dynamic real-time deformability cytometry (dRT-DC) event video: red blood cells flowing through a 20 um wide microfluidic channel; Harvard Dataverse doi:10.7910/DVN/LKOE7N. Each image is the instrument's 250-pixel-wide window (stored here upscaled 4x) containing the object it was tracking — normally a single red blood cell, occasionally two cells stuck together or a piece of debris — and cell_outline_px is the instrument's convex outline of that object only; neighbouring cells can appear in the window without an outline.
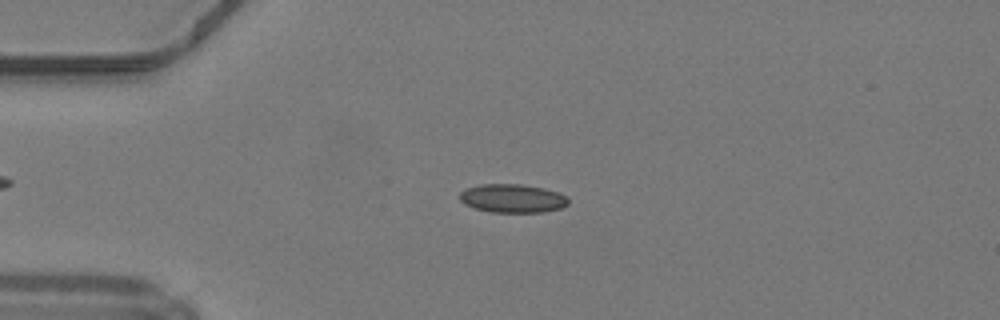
{"species": "common noctule bat (a hibernating species)", "species_latin": "Nyctalus noctula", "temperature_condition": "warm", "stored_images_in_passage": 42, "camera_frame_rate_fps": 3000, "um_per_image_px": 0.085, "animal": {"sex": "male", "body_mass_g": 19.2, "forearm_length_mm": 51.8}, "frame": {"image": 1, "passage_image": 10, "time_ms": 3.0, "image_size_px": [1000, 320], "cell_outline_px": [[568, 204], [560, 208], [544, 212], [492, 212], [476, 208], [464, 204], [460, 200], [460, 192], [464, 188], [480, 184], [520, 184], [544, 188], [560, 192], [568, 196]], "centroid_in_image_um": [43.57, 16.85], "position_along_channel_um": 41.4, "area_um2": 18.21}}
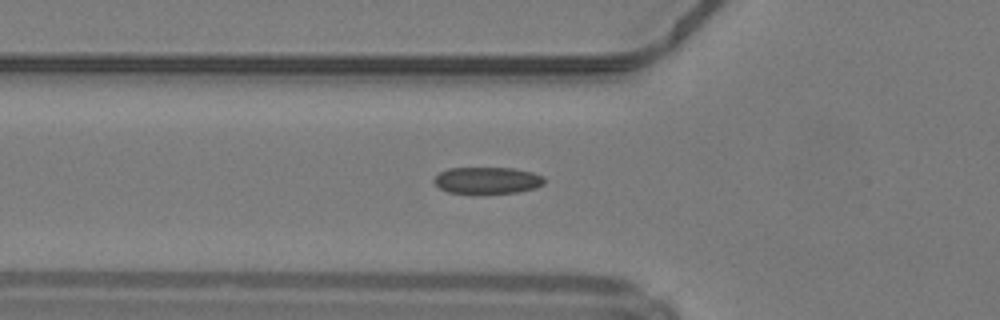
{"frame": {"image": 2, "passage_image": 15, "time_ms": 4.667, "image_size_px": [1000, 320], "cell_outline_px": [[544, 184], [536, 188], [516, 192], [448, 192], [440, 188], [432, 180], [440, 172], [448, 168], [512, 168], [532, 172], [544, 176]], "centroid_in_image_um": [41.44, 15.31], "position_along_channel_um": 84.4, "area_um2": 16.82}}
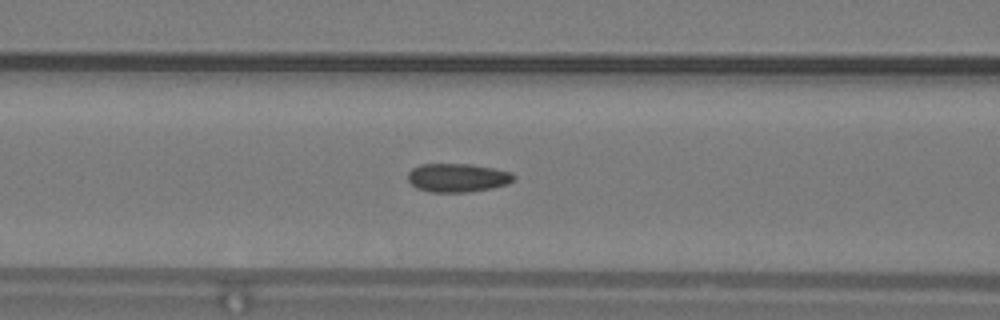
{"frame": {"image": 3, "passage_image": 18, "time_ms": 5.667, "image_size_px": [1000, 320], "cell_outline_px": [[516, 176], [508, 184], [492, 188], [468, 192], [432, 192], [416, 188], [408, 180], [408, 172], [412, 168], [420, 164], [468, 164], [492, 168], [512, 172]], "centroid_in_image_um": [38.88, 15.11], "position_along_channel_um": 127.7, "area_um2": 17.63}, "authors_computed_cell_mechanics": {"area_um2": 17.5134, "velocity_mm_per_s": 4.2362, "shape_relaxation_time_tau1_ms": 5.9664, "shape_relaxation_time_tau2_ms": 0.9053, "deformation_change_tau1": 0.1753, "deformation_change_tau2": 0.0686}}